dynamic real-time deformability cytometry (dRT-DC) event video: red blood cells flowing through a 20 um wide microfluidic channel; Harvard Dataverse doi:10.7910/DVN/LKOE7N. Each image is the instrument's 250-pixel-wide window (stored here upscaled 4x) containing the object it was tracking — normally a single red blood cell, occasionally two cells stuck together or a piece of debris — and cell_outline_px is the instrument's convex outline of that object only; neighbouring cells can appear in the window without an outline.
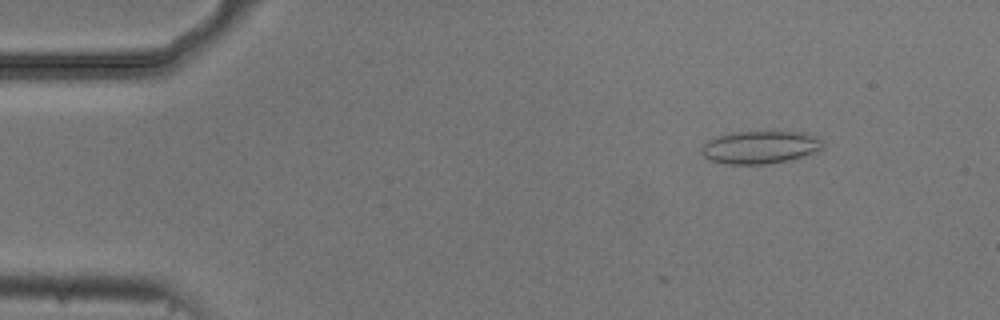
{"species": "common noctule bat (a hibernating species)", "species_latin": "Nyctalus noctula", "temperature_condition": "cold", "stored_images_in_passage": 49, "camera_frame_rate_fps": 3000, "um_per_image_px": 0.085, "animal": {"sex": "male", "body_mass_g": 20.5, "forearm_length_mm": 52.5}, "frame": {"image": 1, "passage_image": 2, "time_ms": 0.333, "image_size_px": [1000, 320], "cell_outline_px": [[824, 148], [820, 152], [788, 160], [768, 164], [724, 164], [708, 160], [700, 152], [700, 148], [708, 140], [716, 136], [732, 132], [804, 132], [816, 136], [824, 140]], "centroid_in_image_um": [64.64, 12.52], "position_along_channel_um": 20.4, "area_um2": 23.64}}
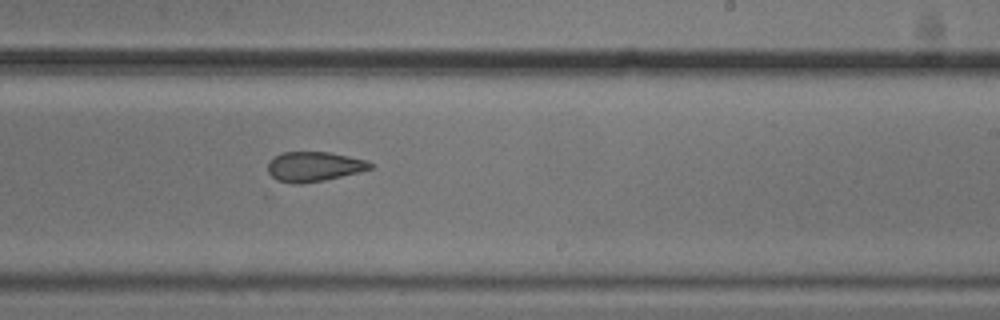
{"frame": {"image": 2, "passage_image": 28, "time_ms": 9.0, "image_size_px": [1000, 320], "cell_outline_px": [[372, 168], [324, 180], [300, 184], [272, 184], [268, 172], [268, 164], [272, 156], [280, 152], [328, 152], [348, 156], [364, 160], [372, 164]], "centroid_in_image_um": [26.51, 14.19], "position_along_channel_um": 262.5, "area_um2": 18.15}}
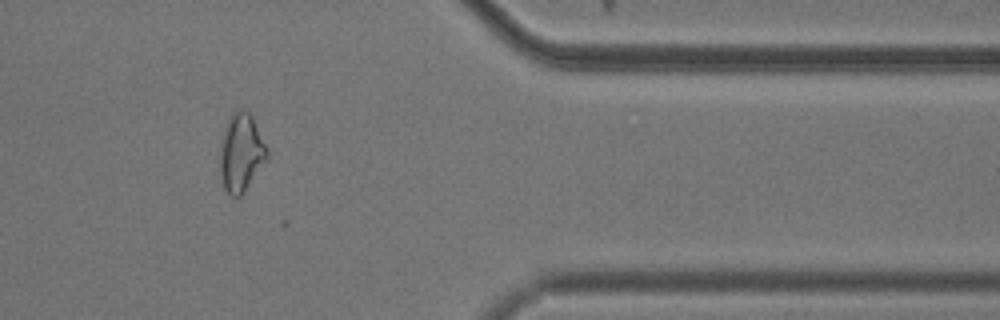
{"frame": {"image": 3, "passage_image": 40, "time_ms": 13.0, "image_size_px": [1000, 320], "cell_outline_px": [[268, 156], [244, 192], [240, 196], [232, 196], [224, 188], [220, 172], [220, 148], [224, 128], [232, 112], [240, 108], [248, 112], [252, 116], [268, 152]], "centroid_in_image_um": [20.47, 12.96], "position_along_channel_um": 390.9, "area_um2": 20.98}, "authors_computed_cell_mechanics": {"area_um2": 19.7098, "velocity_mm_per_s": 3.7396, "shape_relaxation_time_tau1_ms": null, "shape_relaxation_time_tau2_ms": 2.3674, "deformation_change_tau1": null, "deformation_change_tau2": 0.0878}}